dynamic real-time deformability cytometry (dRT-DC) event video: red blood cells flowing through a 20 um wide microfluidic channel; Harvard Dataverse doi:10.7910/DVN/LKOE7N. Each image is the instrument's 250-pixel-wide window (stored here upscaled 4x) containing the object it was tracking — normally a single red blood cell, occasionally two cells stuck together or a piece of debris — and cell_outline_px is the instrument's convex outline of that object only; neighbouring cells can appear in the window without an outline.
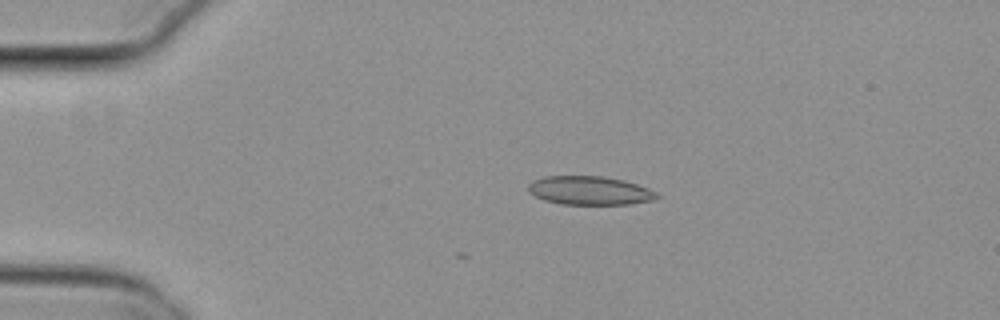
{"species": "common noctule bat (a hibernating species)", "species_latin": "Nyctalus noctula", "temperature_condition": "cold", "stored_images_in_passage": 6, "camera_frame_rate_fps": 3000, "um_per_image_px": 0.085, "animal": {"sex": "female", "body_mass_g": 29.2, "forearm_length_mm": 56.3}, "frame": {"image": 1, "passage_image": 4, "time_ms": 1.0, "image_size_px": [1000, 320], "cell_outline_px": [[660, 196], [652, 200], [628, 204], [560, 204], [544, 200], [528, 192], [528, 184], [532, 180], [544, 176], [604, 176], [624, 180], [648, 188], [656, 192]], "centroid_in_image_um": [50.09, 16.19], "position_along_channel_um": 34.9, "area_um2": 21.5}}